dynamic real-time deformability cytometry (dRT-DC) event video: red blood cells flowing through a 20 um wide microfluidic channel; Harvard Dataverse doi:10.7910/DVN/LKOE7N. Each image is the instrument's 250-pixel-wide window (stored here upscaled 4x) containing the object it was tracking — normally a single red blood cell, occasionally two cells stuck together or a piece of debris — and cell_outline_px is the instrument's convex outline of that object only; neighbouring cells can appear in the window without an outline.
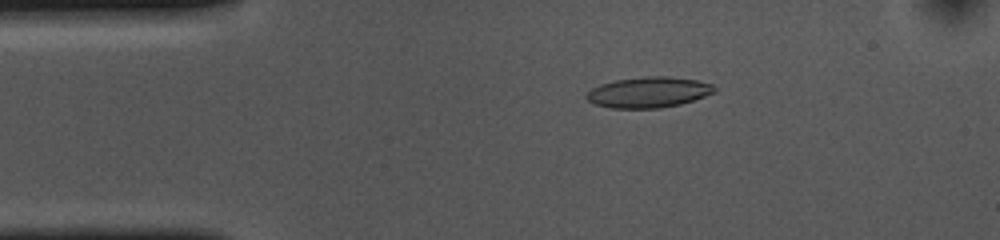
{"species": "common noctule bat (a hibernating species)", "species_latin": "Nyctalus noctula", "temperature_condition": "cold", "stored_images_in_passage": 53, "camera_frame_rate_fps": 3000, "um_per_image_px": 0.085, "animal": {"sex": "female", "body_mass_g": 10.0, "forearm_length_mm": 53.1}, "frame": {"image": 1, "passage_image": 9, "time_ms": 2.667, "image_size_px": [1000, 240], "cell_outline_px": [[716, 92], [680, 104], [660, 108], [612, 108], [596, 104], [588, 100], [584, 96], [592, 88], [600, 84], [616, 80], [644, 76], [668, 76], [696, 80], [712, 84], [716, 88]], "centroid_in_image_um": [55.12, 7.84], "position_along_channel_um": 29.9, "area_um2": 22.77}}
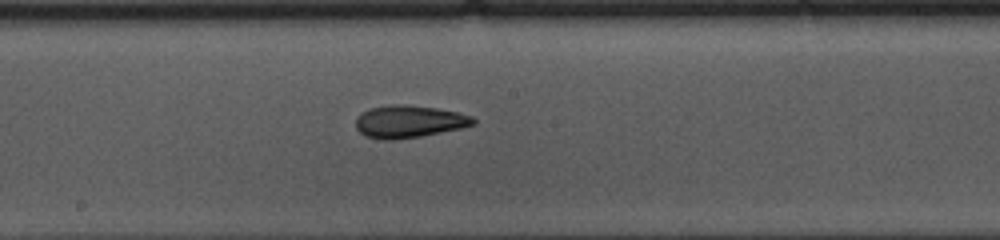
{"frame": {"image": 2, "passage_image": 27, "time_ms": 8.667, "image_size_px": [1000, 240], "cell_outline_px": [[476, 124], [460, 128], [420, 136], [392, 140], [384, 140], [364, 136], [356, 128], [356, 116], [368, 108], [388, 104], [404, 104], [436, 108], [456, 112], [472, 116], [476, 120]], "centroid_in_image_um": [34.72, 10.32], "position_along_channel_um": 213.5, "area_um2": 22.25}}
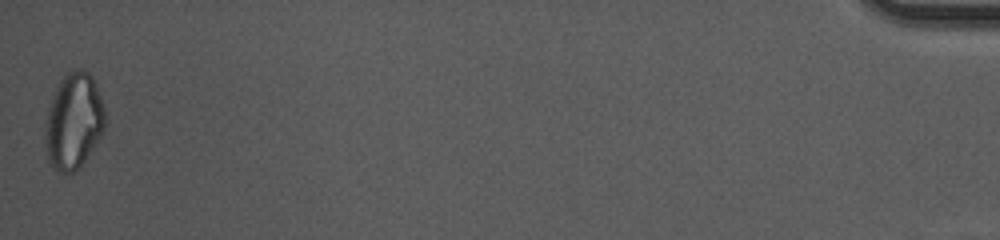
{"frame": {"image": 3, "passage_image": 53, "time_ms": 17.333, "image_size_px": [1000, 240], "cell_outline_px": [[104, 128], [100, 136], [84, 160], [72, 172], [60, 172], [48, 160], [44, 136], [48, 108], [52, 96], [60, 80], [68, 72], [80, 68], [88, 72], [92, 76], [96, 84], [104, 108]], "centroid_in_image_um": [6.24, 10.25], "position_along_channel_um": 429.0, "area_um2": 32.83}, "authors_computed_cell_mechanics": {"area_um2": 22.1952, "velocity_mm_per_s": 3.6518, "shape_relaxation_time_tau1_ms": 7.2845, "shape_relaxation_time_tau2_ms": 3.6752, "deformation_change_tau1": 0.1652, "deformation_change_tau2": 0.1055}}